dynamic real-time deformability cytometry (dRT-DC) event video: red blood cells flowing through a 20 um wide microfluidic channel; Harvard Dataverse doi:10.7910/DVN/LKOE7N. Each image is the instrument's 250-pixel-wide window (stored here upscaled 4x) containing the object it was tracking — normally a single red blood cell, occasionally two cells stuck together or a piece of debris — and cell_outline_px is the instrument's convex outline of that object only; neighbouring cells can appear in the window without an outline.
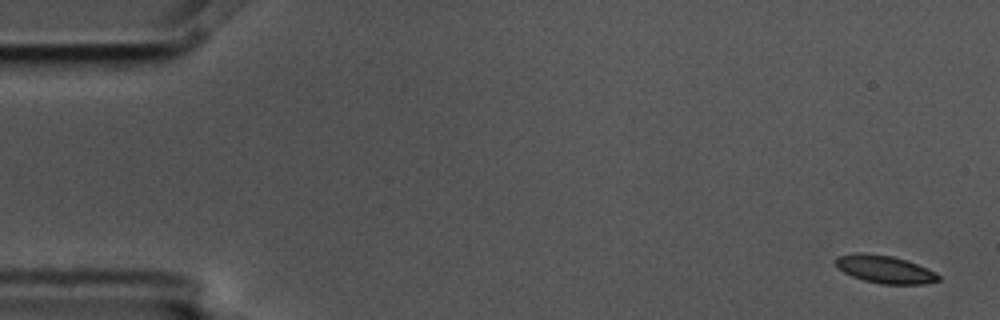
{"species": "common noctule bat (a hibernating species)", "species_latin": "Nyctalus noctula", "temperature_condition": "cold", "stored_images_in_passage": 2, "camera_frame_rate_fps": 3000, "um_per_image_px": 0.085, "animal": {"sex": "male", "body_mass_g": 17.5, "forearm_length_mm": 52.3}, "frame": {"image": 1, "passage_image": 1, "time_ms": 0.0, "image_size_px": [1000, 320], "cell_outline_px": [[940, 280], [924, 284], [884, 284], [864, 280], [852, 276], [836, 268], [836, 256], [860, 252], [892, 256], [908, 260], [936, 272], [940, 276]], "centroid_in_image_um": [75.21, 22.88], "position_along_channel_um": 9.8, "area_um2": 16.65}}
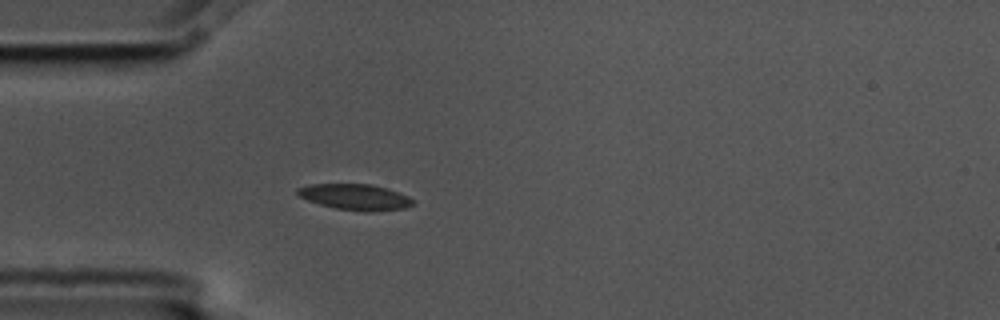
{"frame": {"image": 2, "passage_image": 2, "time_ms": 0.333, "image_size_px": [1000, 320], "cell_outline_px": [[416, 204], [404, 208], [368, 212], [336, 208], [320, 204], [308, 200], [300, 196], [296, 192], [296, 188], [308, 184], [372, 184], [388, 188], [408, 196]], "centroid_in_image_um": [30.2, 16.73], "position_along_channel_um": 54.8, "area_um2": 17.4}}